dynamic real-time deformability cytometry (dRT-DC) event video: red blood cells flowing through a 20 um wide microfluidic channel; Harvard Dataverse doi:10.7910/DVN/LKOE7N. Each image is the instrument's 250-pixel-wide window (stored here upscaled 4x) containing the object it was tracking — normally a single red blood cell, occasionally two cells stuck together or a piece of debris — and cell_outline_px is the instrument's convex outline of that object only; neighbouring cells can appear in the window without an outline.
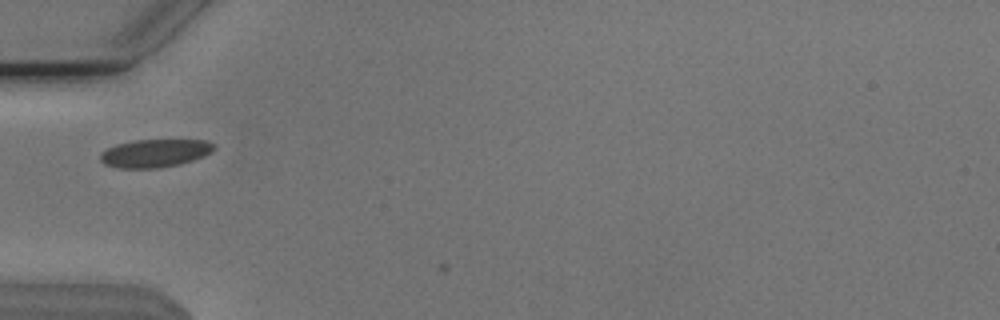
{"species": "Egyptian fruit bat (a non-hibernating species)", "species_latin": "Rousettus aegyptiacus", "temperature_condition": "cold", "stored_images_in_passage": 23, "camera_frame_rate_fps": 3000, "um_per_image_px": 0.085, "animal": {"sex": "male"}, "frame": {"image": 1, "passage_image": 1, "time_ms": 0.0, "image_size_px": [1000, 320], "cell_outline_px": [[216, 148], [212, 152], [204, 156], [180, 164], [156, 168], [120, 168], [104, 164], [100, 160], [100, 152], [116, 144], [136, 140], [208, 140], [216, 144]], "centroid_in_image_um": [13.19, 13.01], "position_along_channel_um": 71.8, "area_um2": 18.67}}